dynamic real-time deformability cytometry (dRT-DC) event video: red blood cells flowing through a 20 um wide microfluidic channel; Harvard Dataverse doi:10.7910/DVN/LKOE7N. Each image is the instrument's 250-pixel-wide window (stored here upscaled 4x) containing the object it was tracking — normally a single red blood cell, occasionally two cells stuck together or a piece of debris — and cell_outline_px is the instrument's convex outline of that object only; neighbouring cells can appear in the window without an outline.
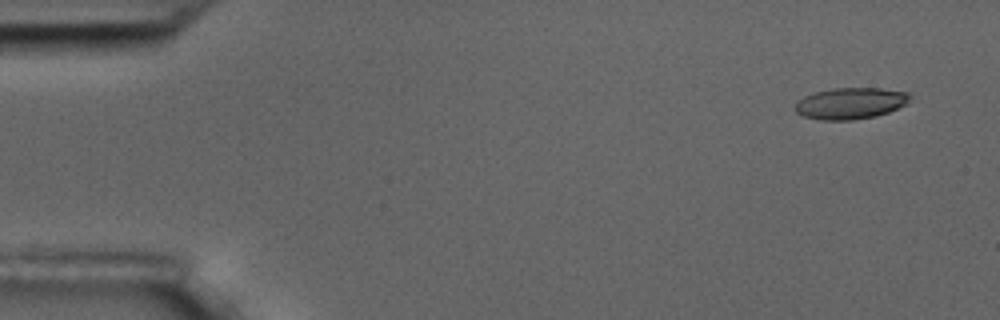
{"species": "common noctule bat (a hibernating species)", "species_latin": "Nyctalus noctula", "temperature_condition": "room temperature", "stored_images_in_passage": 5, "camera_frame_rate_fps": 3000, "um_per_image_px": 0.085, "animal": {"sex": "male", "body_mass_g": 17.5, "forearm_length_mm": 52.3}, "frame": {"image": 1, "passage_image": 1, "time_ms": 0.0, "image_size_px": [1000, 320], "cell_outline_px": [[912, 96], [904, 104], [888, 112], [876, 116], [852, 120], [820, 120], [804, 116], [796, 112], [792, 108], [796, 100], [804, 96], [816, 92], [832, 88], [880, 88], [908, 92]], "centroid_in_image_um": [72.23, 8.78], "position_along_channel_um": 12.8, "area_um2": 21.1}}
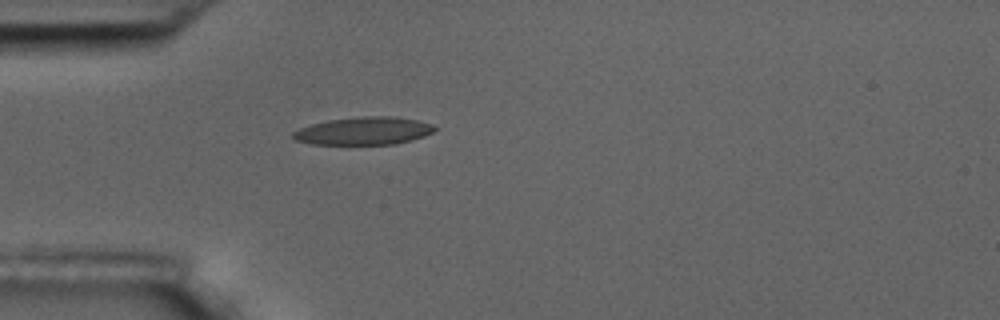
{"frame": {"image": 2, "passage_image": 5, "time_ms": 4.333, "image_size_px": [1000, 320], "cell_outline_px": [[436, 128], [432, 132], [424, 136], [412, 140], [396, 144], [312, 144], [296, 140], [292, 136], [292, 132], [300, 128], [312, 124], [328, 120], [364, 116], [388, 116], [416, 120], [432, 124]], "centroid_in_image_um": [30.91, 11.13], "position_along_channel_um": 54.1, "area_um2": 22.72}}